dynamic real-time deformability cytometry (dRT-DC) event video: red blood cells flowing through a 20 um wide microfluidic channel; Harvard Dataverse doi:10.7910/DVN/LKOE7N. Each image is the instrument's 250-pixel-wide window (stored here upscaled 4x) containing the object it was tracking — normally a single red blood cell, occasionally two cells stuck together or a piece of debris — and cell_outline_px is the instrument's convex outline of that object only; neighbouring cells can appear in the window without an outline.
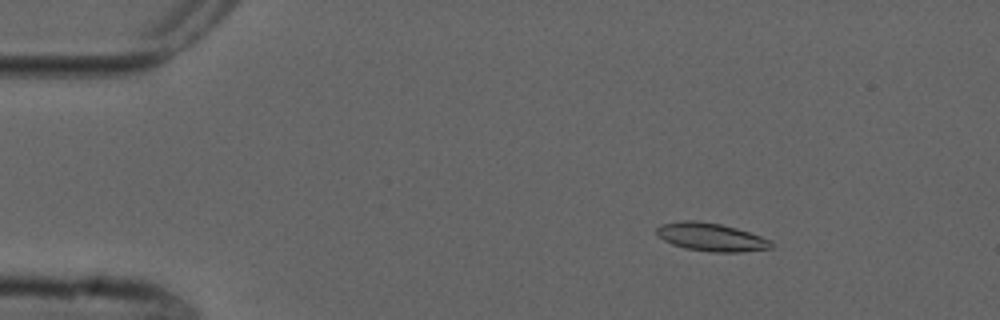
{"species": "common noctule bat (a hibernating species)", "species_latin": "Nyctalus noctula", "temperature_condition": "cold", "stored_images_in_passage": 4, "camera_frame_rate_fps": 3000, "um_per_image_px": 0.085, "animal": {"sex": "male", "forearm_length_mm": 52.5}, "frame": {"image": 1, "passage_image": 3, "time_ms": 2.333, "image_size_px": [1000, 320], "cell_outline_px": [[772, 248], [740, 252], [712, 252], [684, 248], [672, 244], [664, 240], [656, 232], [656, 228], [660, 224], [684, 220], [696, 220], [720, 224], [736, 228], [772, 240]], "centroid_in_image_um": [60.43, 20.15], "position_along_channel_um": 24.6, "area_um2": 18.73}}